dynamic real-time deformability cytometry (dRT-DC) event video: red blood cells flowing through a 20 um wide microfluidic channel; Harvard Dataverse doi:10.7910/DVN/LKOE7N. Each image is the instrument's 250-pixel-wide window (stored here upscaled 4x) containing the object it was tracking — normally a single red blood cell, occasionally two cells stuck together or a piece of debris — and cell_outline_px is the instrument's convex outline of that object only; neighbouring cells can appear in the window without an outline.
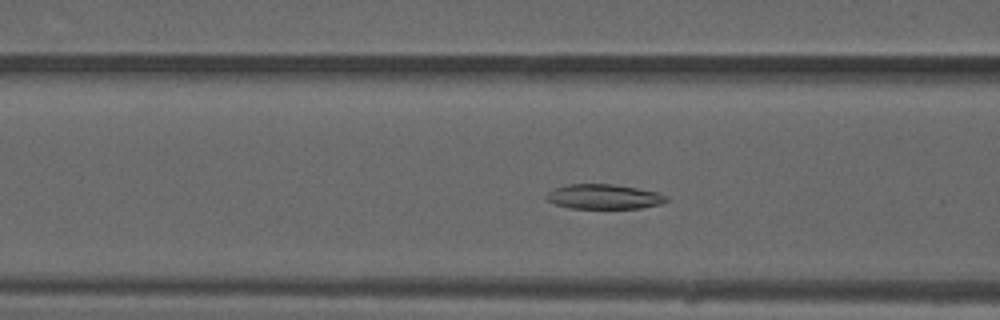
{"species": "common noctule bat (a hibernating species)", "species_latin": "Nyctalus noctula", "temperature_condition": "warm", "stored_images_in_passage": 44, "camera_frame_rate_fps": 3000, "um_per_image_px": 0.085, "animal": {"sex": "male", "forearm_length_mm": 52.5}, "frame": {"image": 1, "passage_image": 12, "time_ms": 3.667, "image_size_px": [1000, 320], "cell_outline_px": [[668, 200], [660, 204], [640, 208], [568, 208], [556, 204], [548, 200], [544, 196], [548, 192], [556, 188], [568, 184], [612, 184], [636, 188], [656, 192], [668, 196]], "centroid_in_image_um": [51.32, 16.72], "position_along_channel_um": 115.3, "area_um2": 17.17}}
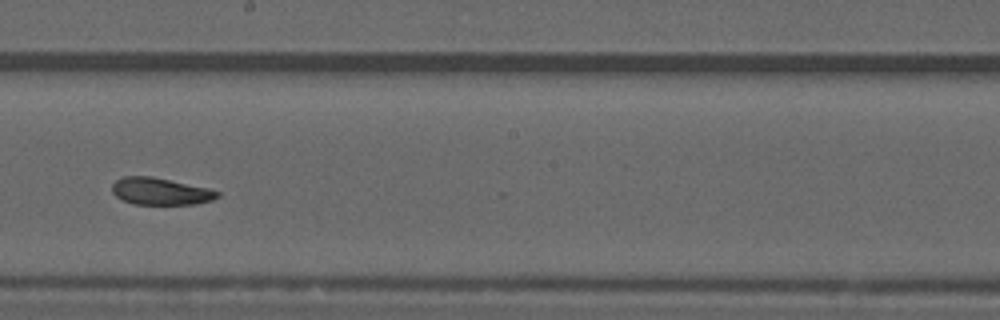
{"frame": {"image": 2, "passage_image": 21, "time_ms": 6.667, "image_size_px": [1000, 320], "cell_outline_px": [[220, 196], [212, 200], [196, 204], [136, 204], [120, 200], [112, 192], [112, 184], [116, 180], [124, 176], [152, 176], [208, 188], [220, 192]], "centroid_in_image_um": [13.63, 16.26], "position_along_channel_um": 234.6, "area_um2": 16.65}}
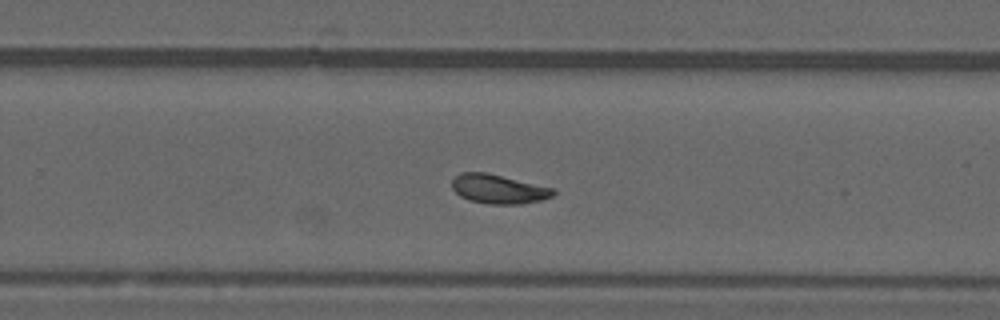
{"frame": {"image": 3, "passage_image": 25, "time_ms": 8.0, "image_size_px": [1000, 320], "cell_outline_px": [[556, 192], [552, 196], [540, 200], [520, 204], [488, 204], [468, 200], [460, 196], [452, 188], [452, 180], [460, 172], [488, 172], [556, 188]], "centroid_in_image_um": [42.39, 16.06], "position_along_channel_um": 287.4, "area_um2": 17.46}, "authors_computed_cell_mechanics": {"area_um2": 17.3689, "velocity_mm_per_s": 3.9857, "shape_relaxation_time_tau1_ms": null, "shape_relaxation_time_tau2_ms": 3.771, "deformation_change_tau1": null, "deformation_change_tau2": 0.0867}}